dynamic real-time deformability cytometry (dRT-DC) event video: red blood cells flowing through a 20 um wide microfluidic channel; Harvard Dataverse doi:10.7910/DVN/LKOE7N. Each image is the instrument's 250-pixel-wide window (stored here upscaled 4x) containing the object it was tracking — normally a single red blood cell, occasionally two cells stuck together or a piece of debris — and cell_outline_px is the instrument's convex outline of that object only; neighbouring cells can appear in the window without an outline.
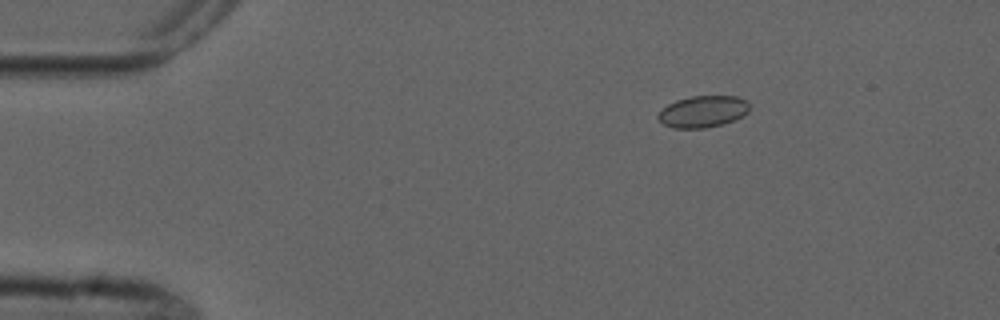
{"species": "common noctule bat (a hibernating species)", "species_latin": "Nyctalus noctula", "temperature_condition": "cold", "stored_images_in_passage": 4, "camera_frame_rate_fps": 3000, "um_per_image_px": 0.085, "animal": {"sex": "male", "forearm_length_mm": 52.5}, "frame": {"image": 1, "passage_image": 3, "time_ms": 2.333, "image_size_px": [1000, 320], "cell_outline_px": [[748, 112], [744, 116], [720, 124], [704, 128], [672, 128], [664, 124], [656, 116], [668, 104], [676, 100], [692, 96], [736, 96], [748, 100]], "centroid_in_image_um": [59.75, 9.47], "position_along_channel_um": 25.2, "area_um2": 16.7}}